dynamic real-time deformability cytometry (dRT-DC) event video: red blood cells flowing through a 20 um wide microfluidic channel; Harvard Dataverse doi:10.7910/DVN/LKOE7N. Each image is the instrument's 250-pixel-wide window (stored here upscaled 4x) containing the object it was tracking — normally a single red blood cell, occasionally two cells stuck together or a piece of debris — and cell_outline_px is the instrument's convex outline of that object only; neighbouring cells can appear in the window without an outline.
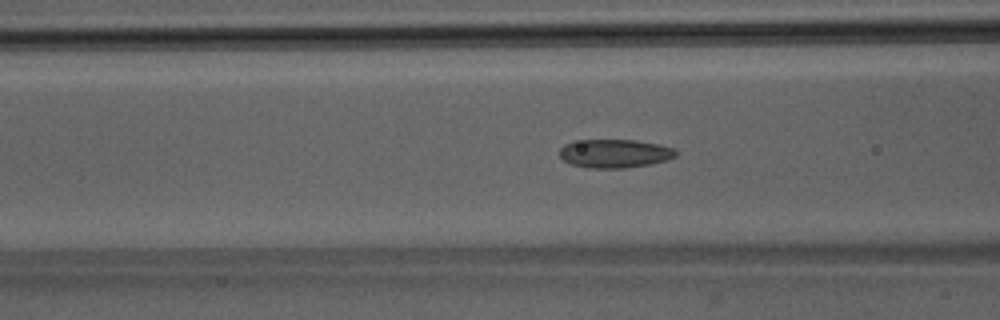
{"species": "Egyptian fruit bat (a non-hibernating species)", "species_latin": "Rousettus aegyptiacus", "temperature_condition": "room temperature", "stored_images_in_passage": 47, "camera_frame_rate_fps": 3000, "um_per_image_px": 0.085, "animal": {"sex": "male"}, "frame": {"image": 1, "passage_image": 17, "time_ms": 5.333, "image_size_px": [1000, 320], "cell_outline_px": [[676, 156], [652, 164], [624, 168], [588, 168], [572, 164], [564, 160], [560, 156], [560, 148], [564, 144], [572, 140], [636, 140], [660, 144], [676, 148]], "centroid_in_image_um": [52.25, 13.04], "position_along_channel_um": 114.4, "area_um2": 19.48}}
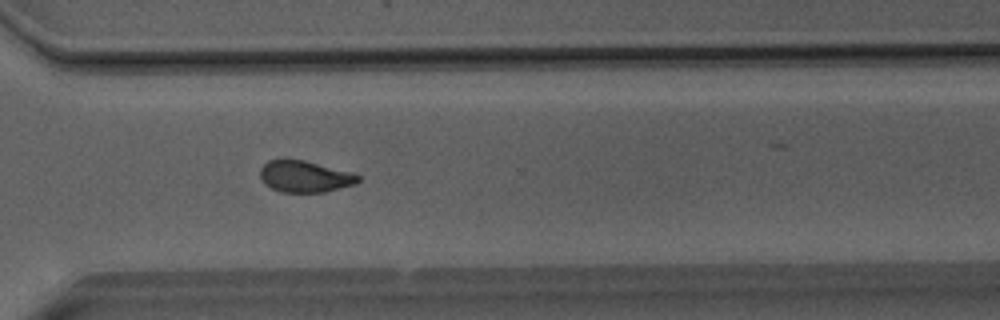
{"frame": {"image": 2, "passage_image": 34, "time_ms": 11.0, "image_size_px": [1000, 320], "cell_outline_px": [[360, 180], [356, 184], [324, 192], [280, 192], [264, 184], [260, 176], [260, 168], [268, 160], [304, 160], [352, 172], [360, 176]], "centroid_in_image_um": [25.92, 15.01], "position_along_channel_um": 344.7, "area_um2": 17.98}}
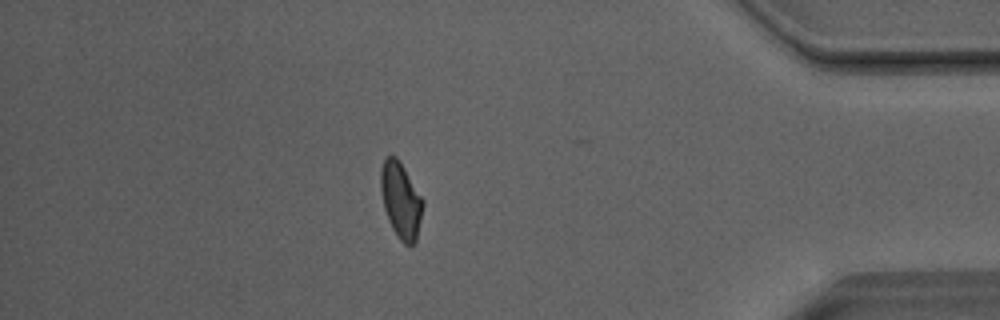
{"frame": {"image": 3, "passage_image": 41, "time_ms": 13.333, "image_size_px": [1000, 320], "cell_outline_px": [[424, 204], [416, 244], [404, 244], [400, 240], [392, 228], [388, 220], [384, 208], [380, 188], [380, 168], [384, 160], [388, 156], [396, 156], [404, 168], [424, 200]], "centroid_in_image_um": [34.07, 17.04], "position_along_channel_um": 401.1, "area_um2": 18.73}, "authors_computed_cell_mechanics": {"area_um2": 18.9006, "velocity_mm_per_s": 4.0735, "shape_relaxation_time_tau1_ms": null, "shape_relaxation_time_tau2_ms": 1.7701, "deformation_change_tau1": null, "deformation_change_tau2": 0.073}}